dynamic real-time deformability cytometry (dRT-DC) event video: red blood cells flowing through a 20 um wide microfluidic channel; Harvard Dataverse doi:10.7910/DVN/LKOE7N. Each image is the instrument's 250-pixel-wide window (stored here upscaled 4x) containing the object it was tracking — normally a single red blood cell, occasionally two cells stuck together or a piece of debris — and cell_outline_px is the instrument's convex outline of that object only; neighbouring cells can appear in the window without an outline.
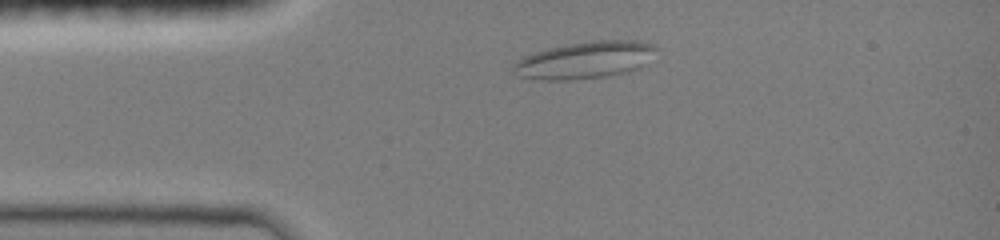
{"species": "common noctule bat (a hibernating species)", "species_latin": "Nyctalus noctula", "temperature_condition": "room temperature", "stored_images_in_passage": 42, "camera_frame_rate_fps": 3000, "um_per_image_px": 0.085, "animal": {"sex": "female", "body_mass_g": 19.0, "forearm_length_mm": 51.5}, "frame": {"image": 1, "passage_image": 7, "time_ms": 2.0, "image_size_px": [1000, 240], "cell_outline_px": [[660, 48], [640, 68], [624, 72], [604, 76], [568, 80], [540, 80], [520, 76], [512, 68], [512, 64], [516, 60], [524, 56], [548, 48], [592, 40], [636, 40], [652, 44]], "centroid_in_image_um": [49.73, 5.09], "position_along_channel_um": 35.3, "area_um2": 30.69}}
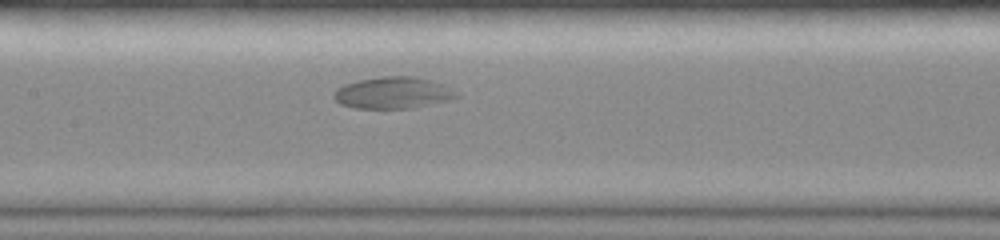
{"frame": {"image": 2, "passage_image": 20, "time_ms": 6.333, "image_size_px": [1000, 240], "cell_outline_px": [[460, 96], [448, 100], [412, 108], [356, 108], [340, 104], [332, 96], [332, 92], [336, 88], [344, 84], [360, 80], [380, 76], [416, 76], [444, 84], [460, 92]], "centroid_in_image_um": [33.42, 7.88], "position_along_channel_um": 174.0, "area_um2": 22.83}}
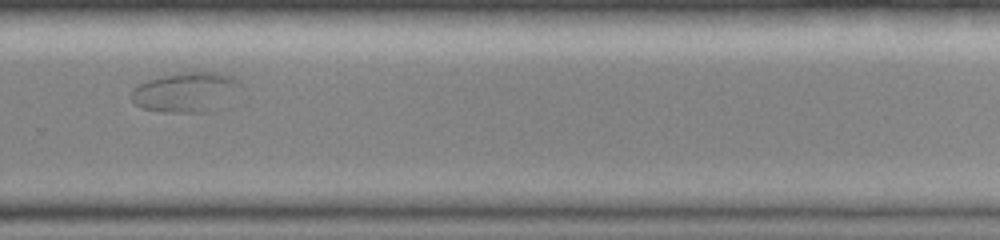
{"frame": {"image": 3, "passage_image": 31, "time_ms": 10.0, "image_size_px": [1000, 240], "cell_outline_px": [[240, 84], [228, 108], [204, 112], [164, 112], [140, 108], [132, 100], [132, 88], [148, 80], [164, 76], [184, 72], [212, 72], [232, 76]], "centroid_in_image_um": [15.85, 7.87], "position_along_channel_um": 313.9, "area_um2": 25.55}}